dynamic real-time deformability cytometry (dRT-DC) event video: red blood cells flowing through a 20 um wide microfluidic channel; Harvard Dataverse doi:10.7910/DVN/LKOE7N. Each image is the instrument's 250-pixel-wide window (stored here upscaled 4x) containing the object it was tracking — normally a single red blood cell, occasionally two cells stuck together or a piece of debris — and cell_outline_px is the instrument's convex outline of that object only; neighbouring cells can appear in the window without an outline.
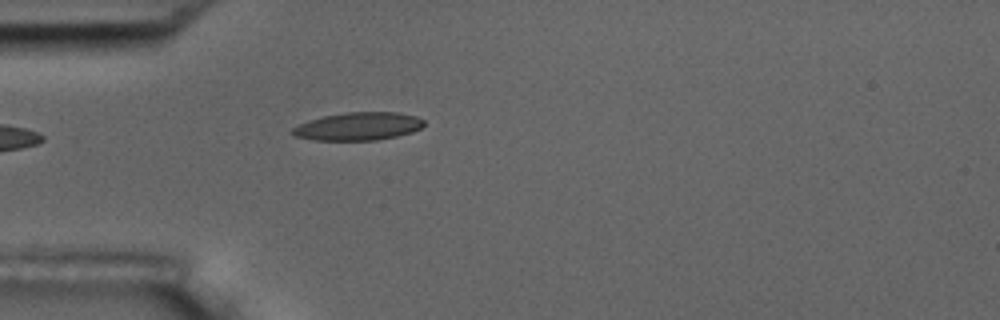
{"species": "common noctule bat (a hibernating species)", "species_latin": "Nyctalus noctula", "temperature_condition": "room temperature", "stored_images_in_passage": 5, "camera_frame_rate_fps": 3000, "um_per_image_px": 0.085, "animal": {"sex": "male", "body_mass_g": 17.5, "forearm_length_mm": 52.3}, "frame": {"image": 1, "passage_image": 5, "time_ms": 1.333, "image_size_px": [1000, 320], "cell_outline_px": [[424, 124], [420, 128], [412, 132], [396, 136], [376, 140], [316, 140], [292, 136], [292, 128], [308, 120], [324, 116], [348, 112], [396, 112], [416, 116], [424, 120]], "centroid_in_image_um": [30.44, 10.74], "position_along_channel_um": 54.6, "area_um2": 21.33}}